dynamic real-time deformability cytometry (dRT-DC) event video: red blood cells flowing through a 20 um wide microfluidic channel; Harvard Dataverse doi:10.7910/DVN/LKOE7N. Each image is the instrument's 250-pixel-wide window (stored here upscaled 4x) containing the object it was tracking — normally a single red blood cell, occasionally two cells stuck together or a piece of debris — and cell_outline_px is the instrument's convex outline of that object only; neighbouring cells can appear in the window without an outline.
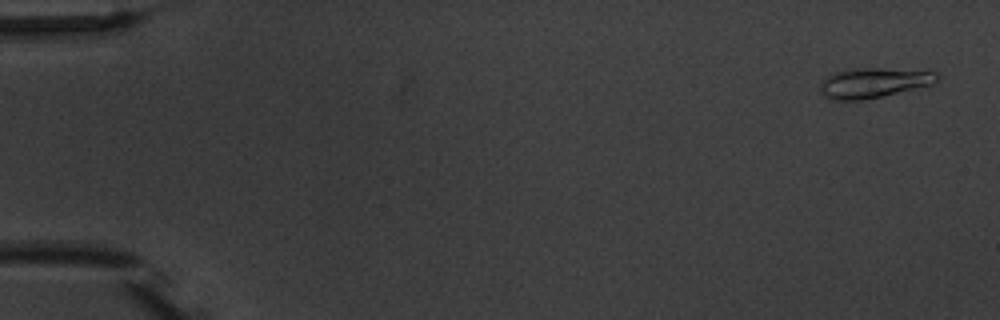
{"species": "common noctule bat (a hibernating species)", "species_latin": "Nyctalus noctula", "temperature_condition": "warm", "stored_images_in_passage": 10, "camera_frame_rate_fps": 3000, "um_per_image_px": 0.085, "animal": {"sex": "male", "body_mass_g": 20.1, "forearm_length_mm": 53.5}, "frame": {"image": 1, "passage_image": 1, "time_ms": 0.0, "image_size_px": [1000, 320], "cell_outline_px": [[940, 76], [932, 84], [864, 100], [828, 100], [820, 92], [820, 80], [832, 72], [856, 68], [880, 68], [940, 72]], "centroid_in_image_um": [74.18, 7.03], "position_along_channel_um": 10.8, "area_um2": 20.52}}
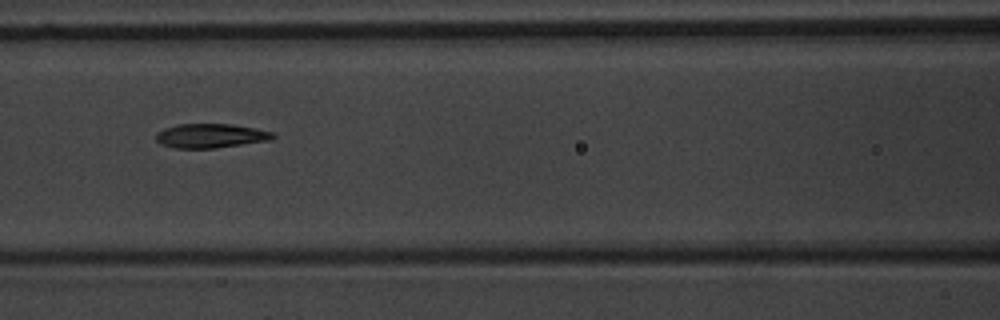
{"frame": {"image": 2, "passage_image": 7, "time_ms": 7.667, "image_size_px": [1000, 320], "cell_outline_px": [[276, 136], [272, 140], [216, 148], [172, 148], [160, 144], [156, 140], [156, 132], [164, 128], [176, 124], [232, 124], [256, 128], [272, 132]], "centroid_in_image_um": [17.89, 11.54], "position_along_channel_um": 148.7, "area_um2": 16.7}}
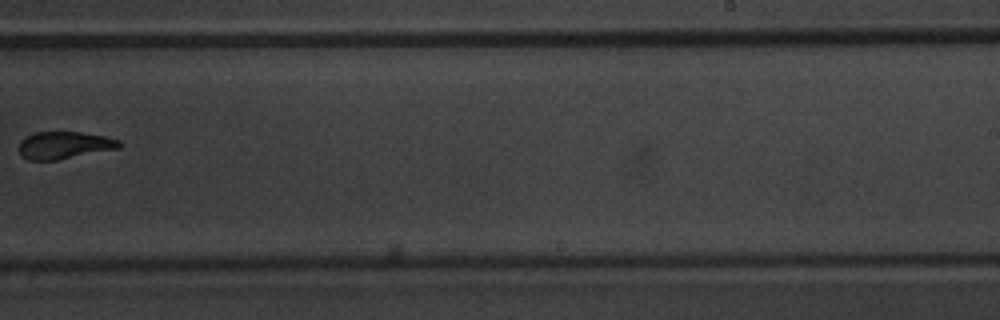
{"frame": {"image": 3, "passage_image": 10, "time_ms": 11.333, "image_size_px": [1000, 320], "cell_outline_px": [[124, 144], [120, 148], [56, 160], [28, 160], [20, 152], [20, 140], [24, 136], [36, 132], [80, 132], [104, 136], [120, 140]], "centroid_in_image_um": [5.49, 12.33], "position_along_channel_um": 283.5, "area_um2": 15.95}}